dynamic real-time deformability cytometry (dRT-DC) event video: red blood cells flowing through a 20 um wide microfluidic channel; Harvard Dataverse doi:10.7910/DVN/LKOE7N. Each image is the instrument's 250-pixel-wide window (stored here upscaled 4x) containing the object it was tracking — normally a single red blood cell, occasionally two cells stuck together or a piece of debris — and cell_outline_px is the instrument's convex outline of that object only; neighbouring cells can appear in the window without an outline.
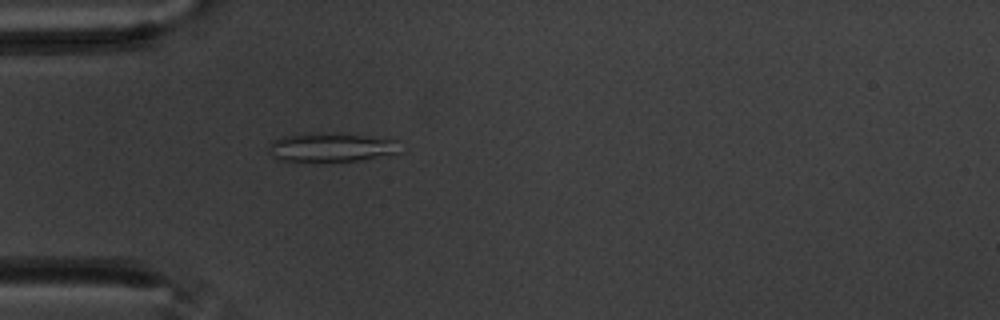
{"species": "common noctule bat (a hibernating species)", "species_latin": "Nyctalus noctula", "temperature_condition": "warm", "stored_images_in_passage": 59, "camera_frame_rate_fps": 3000, "um_per_image_px": 0.085, "animal": {"sex": "male", "body_mass_g": 20.1, "forearm_length_mm": 53.5}, "frame": {"image": 1, "passage_image": 18, "time_ms": 5.667, "image_size_px": [1000, 320], "cell_outline_px": [[400, 152], [360, 160], [324, 164], [276, 160], [268, 152], [272, 140], [284, 136], [308, 132], [340, 132], [396, 140]], "centroid_in_image_um": [28.06, 12.54], "position_along_channel_um": 56.9, "area_um2": 23.24}}
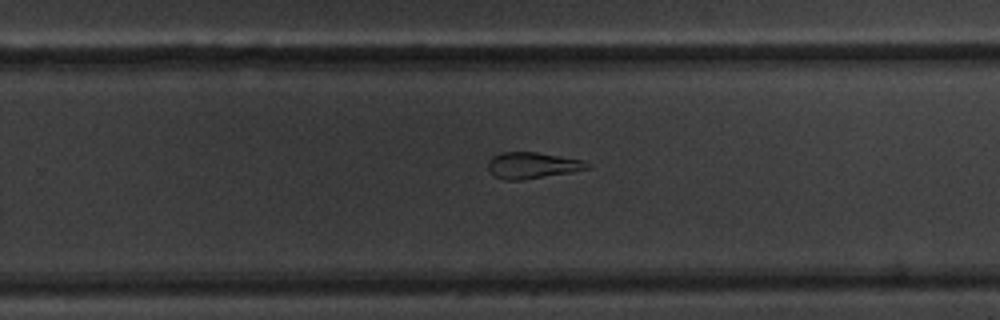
{"frame": {"image": 2, "passage_image": 38, "time_ms": 12.333, "image_size_px": [1000, 320], "cell_outline_px": [[592, 168], [572, 172], [524, 180], [504, 180], [496, 176], [488, 168], [488, 160], [492, 156], [500, 152], [536, 152], [560, 156], [580, 160], [592, 164]], "centroid_in_image_um": [45.27, 14.06], "position_along_channel_um": 284.5, "area_um2": 15.26}}
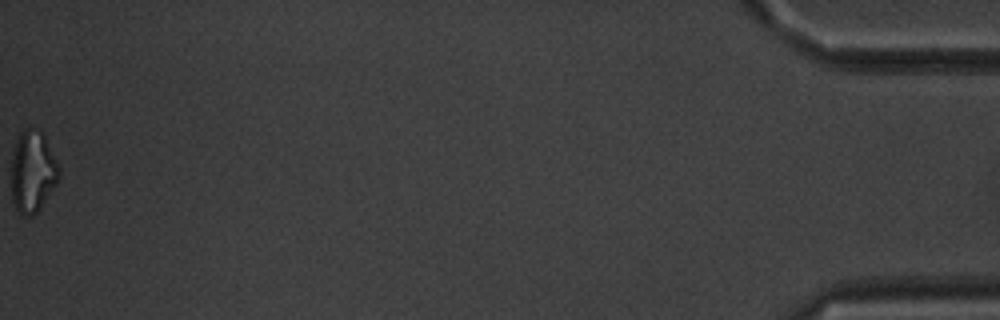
{"frame": {"image": 3, "passage_image": 59, "time_ms": 19.333, "image_size_px": [1000, 320], "cell_outline_px": [[60, 176], [56, 184], [40, 208], [32, 216], [20, 216], [16, 212], [12, 200], [12, 156], [20, 132], [24, 128], [32, 128], [44, 132], [60, 168]], "centroid_in_image_um": [2.79, 14.6], "position_along_channel_um": 432.4, "area_um2": 22.89}, "authors_computed_cell_mechanics": {"area_um2": 19.363, "velocity_mm_per_s": 3.493, "shape_relaxation_time_tau1_ms": null, "shape_relaxation_time_tau2_ms": 5.8784, "deformation_change_tau1": null, "deformation_change_tau2": 0.1243}}